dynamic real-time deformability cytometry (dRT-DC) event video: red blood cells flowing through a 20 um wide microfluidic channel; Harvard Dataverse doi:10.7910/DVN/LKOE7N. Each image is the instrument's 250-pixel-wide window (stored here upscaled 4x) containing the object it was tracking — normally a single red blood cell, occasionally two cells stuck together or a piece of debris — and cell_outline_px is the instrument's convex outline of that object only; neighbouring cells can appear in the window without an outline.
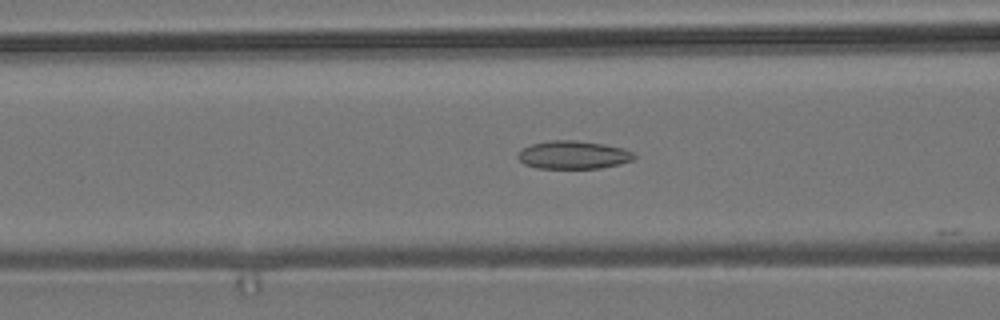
{"species": "common noctule bat (a hibernating species)", "species_latin": "Nyctalus noctula", "temperature_condition": "room temperature", "stored_images_in_passage": 48, "camera_frame_rate_fps": 3000, "um_per_image_px": 0.085, "animal": {"sex": "male", "body_mass_g": 19.2, "forearm_length_mm": 51.8}, "frame": {"image": 1, "passage_image": 15, "time_ms": 4.667, "image_size_px": [1000, 320], "cell_outline_px": [[636, 156], [632, 160], [620, 164], [600, 168], [536, 168], [524, 164], [516, 156], [524, 148], [532, 144], [548, 140], [576, 140], [604, 144], [624, 148], [632, 152]], "centroid_in_image_um": [48.74, 13.16], "position_along_channel_um": 117.9, "area_um2": 19.02}}
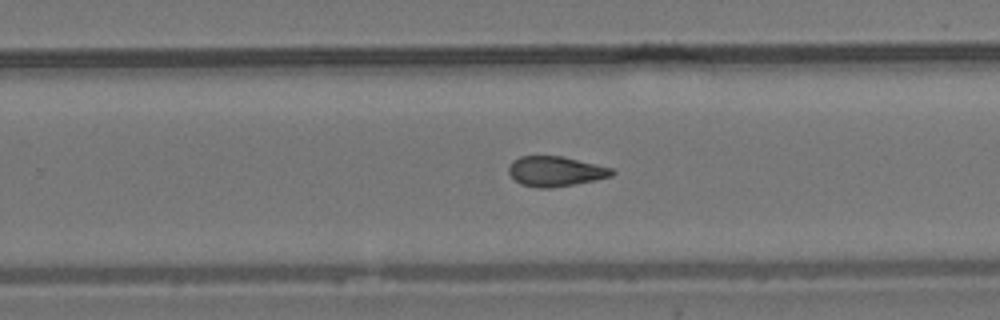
{"frame": {"image": 2, "passage_image": 28, "time_ms": 9.0, "image_size_px": [1000, 320], "cell_outline_px": [[616, 172], [612, 176], [552, 188], [536, 188], [520, 184], [508, 172], [508, 168], [512, 160], [520, 156], [564, 156], [612, 168]], "centroid_in_image_um": [47.19, 14.55], "position_along_channel_um": 282.6, "area_um2": 18.03}}
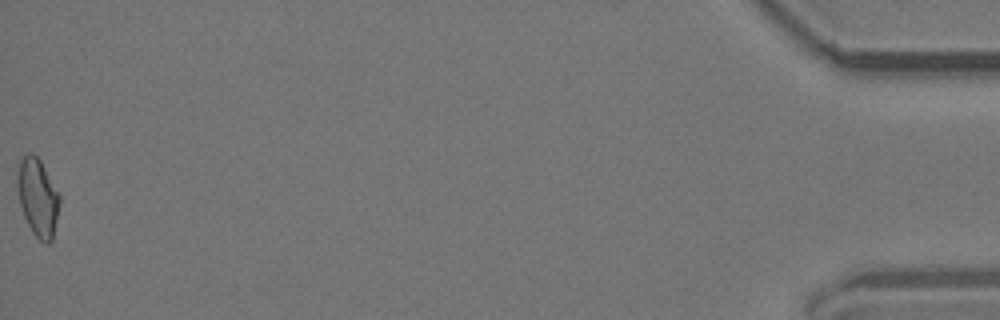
{"frame": {"image": 3, "passage_image": 48, "time_ms": 15.667, "image_size_px": [1000, 320], "cell_outline_px": [[60, 204], [52, 240], [48, 244], [44, 244], [32, 232], [24, 216], [20, 204], [20, 160], [28, 152], [32, 152], [40, 160], [60, 196]], "centroid_in_image_um": [3.26, 16.83], "position_along_channel_um": 431.9, "area_um2": 18.38}, "authors_computed_cell_mechanics": {"area_um2": 18.3515, "velocity_mm_per_s": 3.8086, "shape_relaxation_time_tau1_ms": null, "shape_relaxation_time_tau2_ms": 2.1672, "deformation_change_tau1": null, "deformation_change_tau2": 0.1004}}